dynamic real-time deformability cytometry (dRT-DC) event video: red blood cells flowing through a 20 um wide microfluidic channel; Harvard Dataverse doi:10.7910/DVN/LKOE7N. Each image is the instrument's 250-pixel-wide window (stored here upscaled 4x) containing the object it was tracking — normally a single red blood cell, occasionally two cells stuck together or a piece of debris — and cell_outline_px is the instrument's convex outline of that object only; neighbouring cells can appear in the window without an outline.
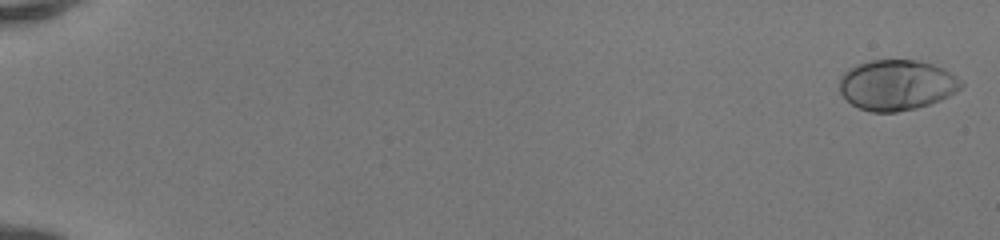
{"species": "human", "species_latin": "Homo sapiens", "temperature_condition": "room temperature", "stored_images_in_passage": 51, "camera_frame_rate_fps": 3000, "um_per_image_px": 0.085, "donor": {"sex": "female"}, "frame": {"image": 1, "passage_image": 1, "time_ms": 0.0, "image_size_px": [1000, 240], "cell_outline_px": [[964, 84], [956, 92], [940, 100], [916, 108], [896, 112], [872, 112], [860, 108], [852, 104], [840, 92], [840, 76], [848, 68], [868, 60], [916, 60], [932, 64], [944, 68], [956, 76]], "centroid_in_image_um": [76.22, 7.21], "position_along_channel_um": 8.8, "area_um2": 35.72}}
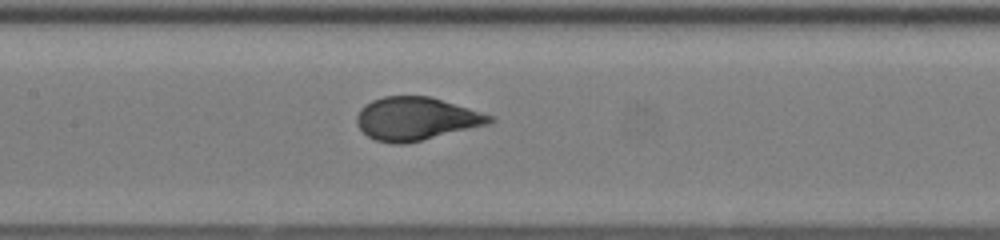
{"frame": {"image": 2, "passage_image": 27, "time_ms": 8.667, "image_size_px": [1000, 240], "cell_outline_px": [[496, 120], [492, 124], [404, 144], [392, 144], [376, 140], [368, 136], [360, 128], [356, 120], [356, 116], [360, 108], [364, 104], [372, 100], [384, 96], [428, 96], [496, 116]], "centroid_in_image_um": [35.4, 10.09], "position_along_channel_um": 172.0, "area_um2": 33.52}}
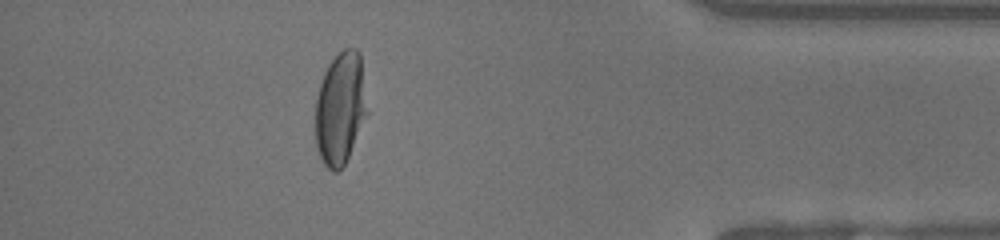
{"frame": {"image": 3, "passage_image": 46, "time_ms": 15.0, "image_size_px": [1000, 240], "cell_outline_px": [[368, 112], [348, 156], [344, 164], [336, 172], [332, 172], [324, 164], [316, 148], [316, 96], [324, 72], [328, 64], [344, 48], [356, 48], [360, 52]], "centroid_in_image_um": [28.92, 9.19], "position_along_channel_um": 406.3, "area_um2": 33.76}, "authors_computed_cell_mechanics": {"area_um2": 33.8708, "velocity_mm_per_s": 4.192, "shape_relaxation_time_tau1_ms": 3.2872, "shape_relaxation_time_tau2_ms": null, "deformation_change_tau1": 0.2131, "deformation_change_tau2": null}}